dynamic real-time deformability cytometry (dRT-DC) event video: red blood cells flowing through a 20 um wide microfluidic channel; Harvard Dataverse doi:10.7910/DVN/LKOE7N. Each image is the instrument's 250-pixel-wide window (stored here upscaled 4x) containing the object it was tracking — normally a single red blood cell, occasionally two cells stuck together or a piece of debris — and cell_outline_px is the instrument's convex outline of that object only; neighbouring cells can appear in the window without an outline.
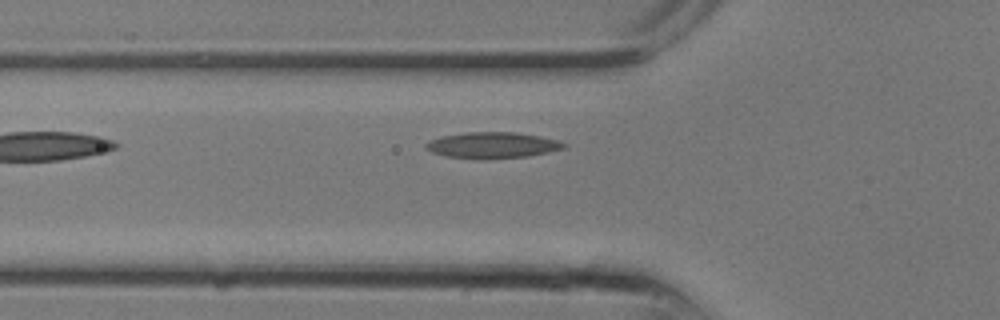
{"species": "common noctule bat (a hibernating species)", "species_latin": "Nyctalus noctula", "temperature_condition": "room temperature", "stored_images_in_passage": 3, "camera_frame_rate_fps": 3000, "um_per_image_px": 0.085, "animal": {"sex": "male", "body_mass_g": 13.3}, "frame": {"image": 1, "passage_image": 3, "time_ms": 0.667, "image_size_px": [1000, 320], "cell_outline_px": [[568, 144], [564, 148], [548, 152], [528, 156], [488, 160], [476, 160], [444, 156], [432, 152], [424, 144], [440, 136], [464, 132], [516, 132], [540, 136], [556, 140]], "centroid_in_image_um": [41.84, 12.35], "position_along_channel_um": 84.0, "area_um2": 21.27}}